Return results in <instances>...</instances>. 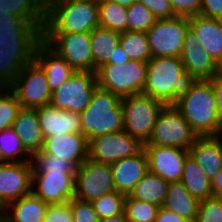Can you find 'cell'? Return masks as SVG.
Returning <instances> with one entry per match:
<instances>
[{"label": "cell", "mask_w": 222, "mask_h": 222, "mask_svg": "<svg viewBox=\"0 0 222 222\" xmlns=\"http://www.w3.org/2000/svg\"><path fill=\"white\" fill-rule=\"evenodd\" d=\"M42 32L29 21L0 15V90H8L19 73L34 59Z\"/></svg>", "instance_id": "cell-1"}, {"label": "cell", "mask_w": 222, "mask_h": 222, "mask_svg": "<svg viewBox=\"0 0 222 222\" xmlns=\"http://www.w3.org/2000/svg\"><path fill=\"white\" fill-rule=\"evenodd\" d=\"M197 79L185 71L181 57H154L147 62V79L142 94L174 105Z\"/></svg>", "instance_id": "cell-2"}, {"label": "cell", "mask_w": 222, "mask_h": 222, "mask_svg": "<svg viewBox=\"0 0 222 222\" xmlns=\"http://www.w3.org/2000/svg\"><path fill=\"white\" fill-rule=\"evenodd\" d=\"M174 106L198 137L222 136L214 90L209 79L197 80Z\"/></svg>", "instance_id": "cell-3"}, {"label": "cell", "mask_w": 222, "mask_h": 222, "mask_svg": "<svg viewBox=\"0 0 222 222\" xmlns=\"http://www.w3.org/2000/svg\"><path fill=\"white\" fill-rule=\"evenodd\" d=\"M96 27L98 0H46L42 33H83Z\"/></svg>", "instance_id": "cell-4"}, {"label": "cell", "mask_w": 222, "mask_h": 222, "mask_svg": "<svg viewBox=\"0 0 222 222\" xmlns=\"http://www.w3.org/2000/svg\"><path fill=\"white\" fill-rule=\"evenodd\" d=\"M80 117L82 133L88 142L106 133L123 130L121 99L100 87L95 89L90 104Z\"/></svg>", "instance_id": "cell-5"}, {"label": "cell", "mask_w": 222, "mask_h": 222, "mask_svg": "<svg viewBox=\"0 0 222 222\" xmlns=\"http://www.w3.org/2000/svg\"><path fill=\"white\" fill-rule=\"evenodd\" d=\"M147 79V62L130 60L123 64L106 63L96 71L98 87L120 99L142 94Z\"/></svg>", "instance_id": "cell-6"}, {"label": "cell", "mask_w": 222, "mask_h": 222, "mask_svg": "<svg viewBox=\"0 0 222 222\" xmlns=\"http://www.w3.org/2000/svg\"><path fill=\"white\" fill-rule=\"evenodd\" d=\"M121 105L123 130L143 144L148 142L159 113L166 105L144 94L122 98Z\"/></svg>", "instance_id": "cell-7"}, {"label": "cell", "mask_w": 222, "mask_h": 222, "mask_svg": "<svg viewBox=\"0 0 222 222\" xmlns=\"http://www.w3.org/2000/svg\"><path fill=\"white\" fill-rule=\"evenodd\" d=\"M197 138L198 135L176 107L166 105L159 113L147 143L189 150Z\"/></svg>", "instance_id": "cell-8"}, {"label": "cell", "mask_w": 222, "mask_h": 222, "mask_svg": "<svg viewBox=\"0 0 222 222\" xmlns=\"http://www.w3.org/2000/svg\"><path fill=\"white\" fill-rule=\"evenodd\" d=\"M189 29V17L158 19L146 32L152 58L181 57Z\"/></svg>", "instance_id": "cell-9"}, {"label": "cell", "mask_w": 222, "mask_h": 222, "mask_svg": "<svg viewBox=\"0 0 222 222\" xmlns=\"http://www.w3.org/2000/svg\"><path fill=\"white\" fill-rule=\"evenodd\" d=\"M97 87L96 72L76 71L52 92L50 104L56 109L80 114L90 104Z\"/></svg>", "instance_id": "cell-10"}, {"label": "cell", "mask_w": 222, "mask_h": 222, "mask_svg": "<svg viewBox=\"0 0 222 222\" xmlns=\"http://www.w3.org/2000/svg\"><path fill=\"white\" fill-rule=\"evenodd\" d=\"M42 39L75 71L93 72L90 32L42 33Z\"/></svg>", "instance_id": "cell-11"}, {"label": "cell", "mask_w": 222, "mask_h": 222, "mask_svg": "<svg viewBox=\"0 0 222 222\" xmlns=\"http://www.w3.org/2000/svg\"><path fill=\"white\" fill-rule=\"evenodd\" d=\"M112 191L115 187L110 164L87 158L76 168L74 198L92 202Z\"/></svg>", "instance_id": "cell-12"}, {"label": "cell", "mask_w": 222, "mask_h": 222, "mask_svg": "<svg viewBox=\"0 0 222 222\" xmlns=\"http://www.w3.org/2000/svg\"><path fill=\"white\" fill-rule=\"evenodd\" d=\"M11 90L23 109H36L51 103L52 91L46 73L34 59L19 73Z\"/></svg>", "instance_id": "cell-13"}, {"label": "cell", "mask_w": 222, "mask_h": 222, "mask_svg": "<svg viewBox=\"0 0 222 222\" xmlns=\"http://www.w3.org/2000/svg\"><path fill=\"white\" fill-rule=\"evenodd\" d=\"M144 144L124 130L106 133L89 141L88 158L112 164L126 157L140 153Z\"/></svg>", "instance_id": "cell-14"}, {"label": "cell", "mask_w": 222, "mask_h": 222, "mask_svg": "<svg viewBox=\"0 0 222 222\" xmlns=\"http://www.w3.org/2000/svg\"><path fill=\"white\" fill-rule=\"evenodd\" d=\"M31 192L47 204L68 202L75 195V174L65 171L32 173Z\"/></svg>", "instance_id": "cell-15"}, {"label": "cell", "mask_w": 222, "mask_h": 222, "mask_svg": "<svg viewBox=\"0 0 222 222\" xmlns=\"http://www.w3.org/2000/svg\"><path fill=\"white\" fill-rule=\"evenodd\" d=\"M148 159V171L160 176L168 183L180 182L184 162L189 150L177 147H162L144 143Z\"/></svg>", "instance_id": "cell-16"}, {"label": "cell", "mask_w": 222, "mask_h": 222, "mask_svg": "<svg viewBox=\"0 0 222 222\" xmlns=\"http://www.w3.org/2000/svg\"><path fill=\"white\" fill-rule=\"evenodd\" d=\"M32 162H8L0 165V208L31 193Z\"/></svg>", "instance_id": "cell-17"}, {"label": "cell", "mask_w": 222, "mask_h": 222, "mask_svg": "<svg viewBox=\"0 0 222 222\" xmlns=\"http://www.w3.org/2000/svg\"><path fill=\"white\" fill-rule=\"evenodd\" d=\"M89 142L83 133L45 137L42 152L71 162L76 168L88 158Z\"/></svg>", "instance_id": "cell-18"}, {"label": "cell", "mask_w": 222, "mask_h": 222, "mask_svg": "<svg viewBox=\"0 0 222 222\" xmlns=\"http://www.w3.org/2000/svg\"><path fill=\"white\" fill-rule=\"evenodd\" d=\"M197 40L196 34L189 29L184 40L181 60L185 71H188L197 80L211 79L219 74V66Z\"/></svg>", "instance_id": "cell-19"}, {"label": "cell", "mask_w": 222, "mask_h": 222, "mask_svg": "<svg viewBox=\"0 0 222 222\" xmlns=\"http://www.w3.org/2000/svg\"><path fill=\"white\" fill-rule=\"evenodd\" d=\"M35 110L44 137L82 133L80 114L56 109L51 104L38 107Z\"/></svg>", "instance_id": "cell-20"}, {"label": "cell", "mask_w": 222, "mask_h": 222, "mask_svg": "<svg viewBox=\"0 0 222 222\" xmlns=\"http://www.w3.org/2000/svg\"><path fill=\"white\" fill-rule=\"evenodd\" d=\"M114 187L117 192L129 195L137 182L148 171V159L144 149L131 157L110 164Z\"/></svg>", "instance_id": "cell-21"}, {"label": "cell", "mask_w": 222, "mask_h": 222, "mask_svg": "<svg viewBox=\"0 0 222 222\" xmlns=\"http://www.w3.org/2000/svg\"><path fill=\"white\" fill-rule=\"evenodd\" d=\"M34 60L45 71L52 92L76 72L71 65L43 39L35 47Z\"/></svg>", "instance_id": "cell-22"}, {"label": "cell", "mask_w": 222, "mask_h": 222, "mask_svg": "<svg viewBox=\"0 0 222 222\" xmlns=\"http://www.w3.org/2000/svg\"><path fill=\"white\" fill-rule=\"evenodd\" d=\"M189 26L201 47L215 63L222 64V20L201 15L189 17Z\"/></svg>", "instance_id": "cell-23"}, {"label": "cell", "mask_w": 222, "mask_h": 222, "mask_svg": "<svg viewBox=\"0 0 222 222\" xmlns=\"http://www.w3.org/2000/svg\"><path fill=\"white\" fill-rule=\"evenodd\" d=\"M209 180L222 169V136L198 137L189 149Z\"/></svg>", "instance_id": "cell-24"}, {"label": "cell", "mask_w": 222, "mask_h": 222, "mask_svg": "<svg viewBox=\"0 0 222 222\" xmlns=\"http://www.w3.org/2000/svg\"><path fill=\"white\" fill-rule=\"evenodd\" d=\"M48 206L31 192L9 203L2 210V217L7 222H43Z\"/></svg>", "instance_id": "cell-25"}, {"label": "cell", "mask_w": 222, "mask_h": 222, "mask_svg": "<svg viewBox=\"0 0 222 222\" xmlns=\"http://www.w3.org/2000/svg\"><path fill=\"white\" fill-rule=\"evenodd\" d=\"M12 127L32 155L41 151L45 137L35 109L22 108Z\"/></svg>", "instance_id": "cell-26"}, {"label": "cell", "mask_w": 222, "mask_h": 222, "mask_svg": "<svg viewBox=\"0 0 222 222\" xmlns=\"http://www.w3.org/2000/svg\"><path fill=\"white\" fill-rule=\"evenodd\" d=\"M199 203L181 181L170 182L163 207L190 222H195Z\"/></svg>", "instance_id": "cell-27"}, {"label": "cell", "mask_w": 222, "mask_h": 222, "mask_svg": "<svg viewBox=\"0 0 222 222\" xmlns=\"http://www.w3.org/2000/svg\"><path fill=\"white\" fill-rule=\"evenodd\" d=\"M120 35L121 33L100 26L90 32L93 72L109 62L110 56L120 44Z\"/></svg>", "instance_id": "cell-28"}, {"label": "cell", "mask_w": 222, "mask_h": 222, "mask_svg": "<svg viewBox=\"0 0 222 222\" xmlns=\"http://www.w3.org/2000/svg\"><path fill=\"white\" fill-rule=\"evenodd\" d=\"M181 182L188 192L199 201L214 197L211 180L207 178L201 166L190 154L184 162Z\"/></svg>", "instance_id": "cell-29"}, {"label": "cell", "mask_w": 222, "mask_h": 222, "mask_svg": "<svg viewBox=\"0 0 222 222\" xmlns=\"http://www.w3.org/2000/svg\"><path fill=\"white\" fill-rule=\"evenodd\" d=\"M169 183L150 171L137 182L129 196L150 204L163 207Z\"/></svg>", "instance_id": "cell-30"}, {"label": "cell", "mask_w": 222, "mask_h": 222, "mask_svg": "<svg viewBox=\"0 0 222 222\" xmlns=\"http://www.w3.org/2000/svg\"><path fill=\"white\" fill-rule=\"evenodd\" d=\"M128 7L110 0H98L99 26L118 33L127 31Z\"/></svg>", "instance_id": "cell-31"}, {"label": "cell", "mask_w": 222, "mask_h": 222, "mask_svg": "<svg viewBox=\"0 0 222 222\" xmlns=\"http://www.w3.org/2000/svg\"><path fill=\"white\" fill-rule=\"evenodd\" d=\"M11 15L32 22L41 32L45 26L46 0H8Z\"/></svg>", "instance_id": "cell-32"}, {"label": "cell", "mask_w": 222, "mask_h": 222, "mask_svg": "<svg viewBox=\"0 0 222 222\" xmlns=\"http://www.w3.org/2000/svg\"><path fill=\"white\" fill-rule=\"evenodd\" d=\"M120 45L130 60L148 62L152 58L146 32H123L120 35Z\"/></svg>", "instance_id": "cell-33"}, {"label": "cell", "mask_w": 222, "mask_h": 222, "mask_svg": "<svg viewBox=\"0 0 222 222\" xmlns=\"http://www.w3.org/2000/svg\"><path fill=\"white\" fill-rule=\"evenodd\" d=\"M0 149L7 162H31L32 154L24 147L12 126L0 132Z\"/></svg>", "instance_id": "cell-34"}, {"label": "cell", "mask_w": 222, "mask_h": 222, "mask_svg": "<svg viewBox=\"0 0 222 222\" xmlns=\"http://www.w3.org/2000/svg\"><path fill=\"white\" fill-rule=\"evenodd\" d=\"M127 31L147 32L158 20L143 3L136 1L128 7Z\"/></svg>", "instance_id": "cell-35"}, {"label": "cell", "mask_w": 222, "mask_h": 222, "mask_svg": "<svg viewBox=\"0 0 222 222\" xmlns=\"http://www.w3.org/2000/svg\"><path fill=\"white\" fill-rule=\"evenodd\" d=\"M160 207L126 196L124 215L129 222H154Z\"/></svg>", "instance_id": "cell-36"}, {"label": "cell", "mask_w": 222, "mask_h": 222, "mask_svg": "<svg viewBox=\"0 0 222 222\" xmlns=\"http://www.w3.org/2000/svg\"><path fill=\"white\" fill-rule=\"evenodd\" d=\"M125 194L112 191L109 194L101 196L99 199L92 201L93 208L100 220L124 213Z\"/></svg>", "instance_id": "cell-37"}, {"label": "cell", "mask_w": 222, "mask_h": 222, "mask_svg": "<svg viewBox=\"0 0 222 222\" xmlns=\"http://www.w3.org/2000/svg\"><path fill=\"white\" fill-rule=\"evenodd\" d=\"M32 173H48V171H65L70 174L76 173V167L68 161L50 155L42 151H38L32 155Z\"/></svg>", "instance_id": "cell-38"}, {"label": "cell", "mask_w": 222, "mask_h": 222, "mask_svg": "<svg viewBox=\"0 0 222 222\" xmlns=\"http://www.w3.org/2000/svg\"><path fill=\"white\" fill-rule=\"evenodd\" d=\"M22 106L11 90H0V132L13 125Z\"/></svg>", "instance_id": "cell-39"}, {"label": "cell", "mask_w": 222, "mask_h": 222, "mask_svg": "<svg viewBox=\"0 0 222 222\" xmlns=\"http://www.w3.org/2000/svg\"><path fill=\"white\" fill-rule=\"evenodd\" d=\"M195 222H222V197L201 200Z\"/></svg>", "instance_id": "cell-40"}, {"label": "cell", "mask_w": 222, "mask_h": 222, "mask_svg": "<svg viewBox=\"0 0 222 222\" xmlns=\"http://www.w3.org/2000/svg\"><path fill=\"white\" fill-rule=\"evenodd\" d=\"M73 222H100L91 202L76 198L70 200Z\"/></svg>", "instance_id": "cell-41"}, {"label": "cell", "mask_w": 222, "mask_h": 222, "mask_svg": "<svg viewBox=\"0 0 222 222\" xmlns=\"http://www.w3.org/2000/svg\"><path fill=\"white\" fill-rule=\"evenodd\" d=\"M43 222H73L70 201L49 204Z\"/></svg>", "instance_id": "cell-42"}, {"label": "cell", "mask_w": 222, "mask_h": 222, "mask_svg": "<svg viewBox=\"0 0 222 222\" xmlns=\"http://www.w3.org/2000/svg\"><path fill=\"white\" fill-rule=\"evenodd\" d=\"M176 16L200 15L201 0H169Z\"/></svg>", "instance_id": "cell-43"}, {"label": "cell", "mask_w": 222, "mask_h": 222, "mask_svg": "<svg viewBox=\"0 0 222 222\" xmlns=\"http://www.w3.org/2000/svg\"><path fill=\"white\" fill-rule=\"evenodd\" d=\"M148 7L158 19L173 18L175 13L169 0H137Z\"/></svg>", "instance_id": "cell-44"}, {"label": "cell", "mask_w": 222, "mask_h": 222, "mask_svg": "<svg viewBox=\"0 0 222 222\" xmlns=\"http://www.w3.org/2000/svg\"><path fill=\"white\" fill-rule=\"evenodd\" d=\"M200 15L222 20V0H201Z\"/></svg>", "instance_id": "cell-45"}, {"label": "cell", "mask_w": 222, "mask_h": 222, "mask_svg": "<svg viewBox=\"0 0 222 222\" xmlns=\"http://www.w3.org/2000/svg\"><path fill=\"white\" fill-rule=\"evenodd\" d=\"M209 80L214 90L218 116L222 121V75L219 73Z\"/></svg>", "instance_id": "cell-46"}, {"label": "cell", "mask_w": 222, "mask_h": 222, "mask_svg": "<svg viewBox=\"0 0 222 222\" xmlns=\"http://www.w3.org/2000/svg\"><path fill=\"white\" fill-rule=\"evenodd\" d=\"M154 222H190L183 217H180L175 212H171L164 207H160L157 217Z\"/></svg>", "instance_id": "cell-47"}, {"label": "cell", "mask_w": 222, "mask_h": 222, "mask_svg": "<svg viewBox=\"0 0 222 222\" xmlns=\"http://www.w3.org/2000/svg\"><path fill=\"white\" fill-rule=\"evenodd\" d=\"M129 61L130 58L119 44L114 50V53L110 56L108 63L123 64Z\"/></svg>", "instance_id": "cell-48"}, {"label": "cell", "mask_w": 222, "mask_h": 222, "mask_svg": "<svg viewBox=\"0 0 222 222\" xmlns=\"http://www.w3.org/2000/svg\"><path fill=\"white\" fill-rule=\"evenodd\" d=\"M212 193L215 197H222V169L211 180Z\"/></svg>", "instance_id": "cell-49"}, {"label": "cell", "mask_w": 222, "mask_h": 222, "mask_svg": "<svg viewBox=\"0 0 222 222\" xmlns=\"http://www.w3.org/2000/svg\"><path fill=\"white\" fill-rule=\"evenodd\" d=\"M11 15V4L8 0H0V15Z\"/></svg>", "instance_id": "cell-50"}, {"label": "cell", "mask_w": 222, "mask_h": 222, "mask_svg": "<svg viewBox=\"0 0 222 222\" xmlns=\"http://www.w3.org/2000/svg\"><path fill=\"white\" fill-rule=\"evenodd\" d=\"M100 222H129V221L125 217L124 213H122L117 216L105 219V220H100Z\"/></svg>", "instance_id": "cell-51"}, {"label": "cell", "mask_w": 222, "mask_h": 222, "mask_svg": "<svg viewBox=\"0 0 222 222\" xmlns=\"http://www.w3.org/2000/svg\"><path fill=\"white\" fill-rule=\"evenodd\" d=\"M110 1L118 3V4L126 6V7H129L130 5H132L137 0H110Z\"/></svg>", "instance_id": "cell-52"}, {"label": "cell", "mask_w": 222, "mask_h": 222, "mask_svg": "<svg viewBox=\"0 0 222 222\" xmlns=\"http://www.w3.org/2000/svg\"><path fill=\"white\" fill-rule=\"evenodd\" d=\"M8 163L3 156L2 150L0 149V165Z\"/></svg>", "instance_id": "cell-53"}, {"label": "cell", "mask_w": 222, "mask_h": 222, "mask_svg": "<svg viewBox=\"0 0 222 222\" xmlns=\"http://www.w3.org/2000/svg\"><path fill=\"white\" fill-rule=\"evenodd\" d=\"M219 73L222 75V64L219 66Z\"/></svg>", "instance_id": "cell-54"}, {"label": "cell", "mask_w": 222, "mask_h": 222, "mask_svg": "<svg viewBox=\"0 0 222 222\" xmlns=\"http://www.w3.org/2000/svg\"><path fill=\"white\" fill-rule=\"evenodd\" d=\"M0 222H7L2 216L0 217Z\"/></svg>", "instance_id": "cell-55"}]
</instances>
